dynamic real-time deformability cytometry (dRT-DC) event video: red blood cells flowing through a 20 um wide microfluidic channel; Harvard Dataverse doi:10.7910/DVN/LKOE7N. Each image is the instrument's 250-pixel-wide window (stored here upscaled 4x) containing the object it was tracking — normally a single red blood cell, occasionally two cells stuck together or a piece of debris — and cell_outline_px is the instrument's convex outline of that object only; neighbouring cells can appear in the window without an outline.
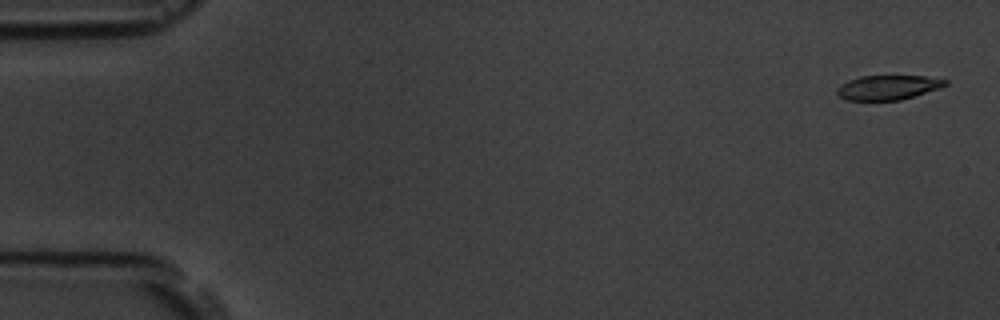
{"species": "common noctule bat (a hibernating species)", "species_latin": "Nyctalus noctula", "temperature_condition": "room temperature", "stored_images_in_passage": 54, "camera_frame_rate_fps": 3000, "um_per_image_px": 0.085, "animal": {"sex": "male", "body_mass_g": 19.5, "forearm_length_mm": 54.6}, "frame": {"image": 1, "passage_image": 2, "time_ms": 0.333, "image_size_px": [1000, 320], "cell_outline_px": [[948, 84], [940, 88], [900, 100], [848, 100], [840, 96], [836, 92], [836, 88], [840, 84], [848, 80], [860, 76], [924, 76], [948, 80]], "centroid_in_image_um": [75.46, 7.42], "position_along_channel_um": 9.5, "area_um2": 15.43}}
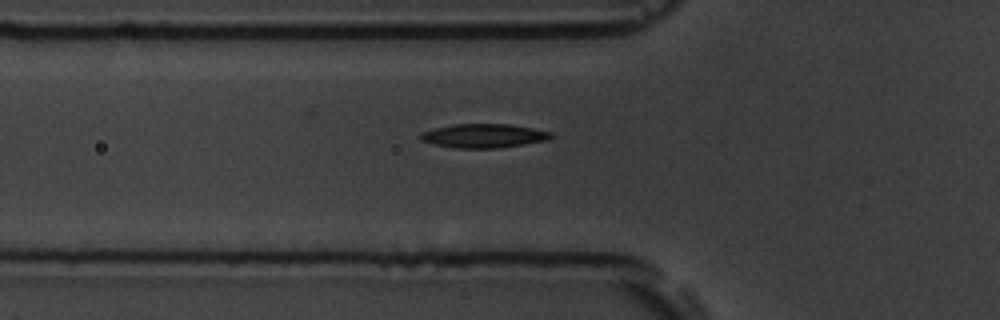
{"frame": {"image": 2, "passage_image": 19, "time_ms": 6.0, "image_size_px": [1000, 320], "cell_outline_px": [[552, 136], [548, 140], [500, 148], [452, 148], [432, 144], [420, 140], [420, 132], [432, 128], [452, 124], [508, 124], [532, 128], [552, 132]], "centroid_in_image_um": [41.06, 11.54], "position_along_channel_um": 84.7, "area_um2": 18.38}}
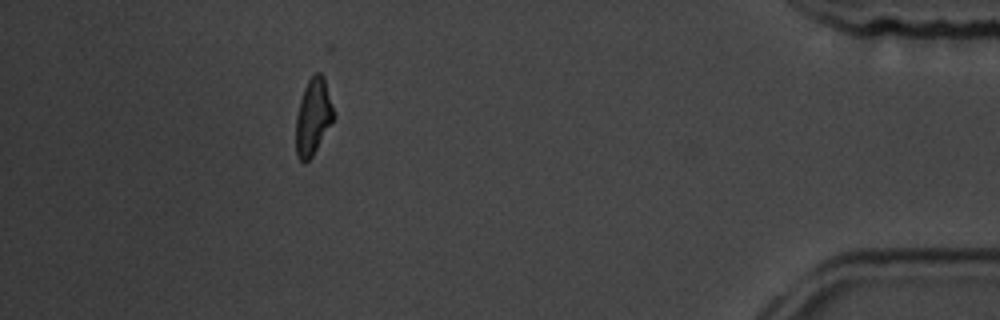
{"frame": {"image": 3, "passage_image": 49, "time_ms": 16.0, "image_size_px": [1000, 320], "cell_outline_px": [[336, 116], [312, 156], [308, 160], [300, 160], [296, 156], [296, 116], [300, 100], [304, 88], [308, 80], [316, 72], [320, 72], [324, 76]], "centroid_in_image_um": [26.63, 9.9], "position_along_channel_um": 408.6, "area_um2": 16.76}, "authors_computed_cell_mechanics": {"area_um2": 17.4267, "velocity_mm_per_s": 3.7851, "shape_relaxation_time_tau1_ms": 3.6256, "shape_relaxation_time_tau2_ms": 3.7789, "deformation_change_tau1": 0.128, "deformation_change_tau2": 0.112}}